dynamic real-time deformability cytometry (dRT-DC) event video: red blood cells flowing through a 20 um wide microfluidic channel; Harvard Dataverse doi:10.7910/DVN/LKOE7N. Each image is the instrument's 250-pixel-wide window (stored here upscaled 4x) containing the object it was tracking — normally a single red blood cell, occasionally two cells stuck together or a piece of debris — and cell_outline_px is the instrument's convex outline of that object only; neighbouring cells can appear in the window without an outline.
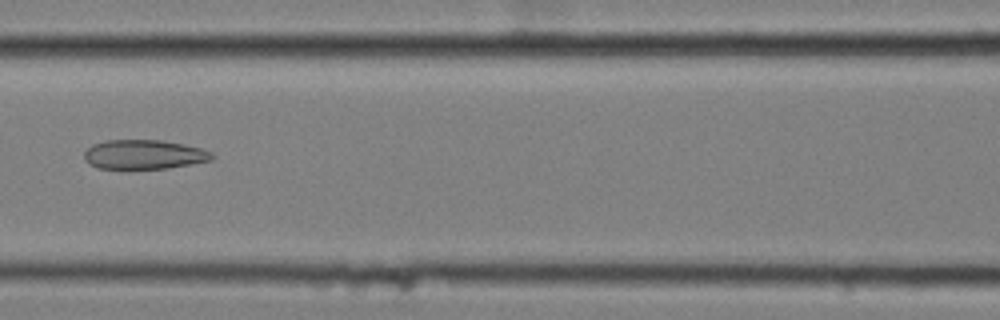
{"species": "common noctule bat (a hibernating species)", "species_latin": "Nyctalus noctula", "temperature_condition": "cold", "stored_images_in_passage": 8, "camera_frame_rate_fps": 3000, "um_per_image_px": 0.085, "animal": {"sex": "female", "body_mass_g": 25.1}, "frame": {"image": 1, "passage_image": 7, "time_ms": 2.0, "image_size_px": [1000, 320], "cell_outline_px": [[216, 156], [212, 160], [168, 168], [100, 168], [92, 164], [84, 156], [84, 152], [92, 144], [108, 140], [160, 140], [184, 144], [200, 148], [212, 152]], "centroid_in_image_um": [12.29, 13.12], "position_along_channel_um": 154.3, "area_um2": 21.56}}
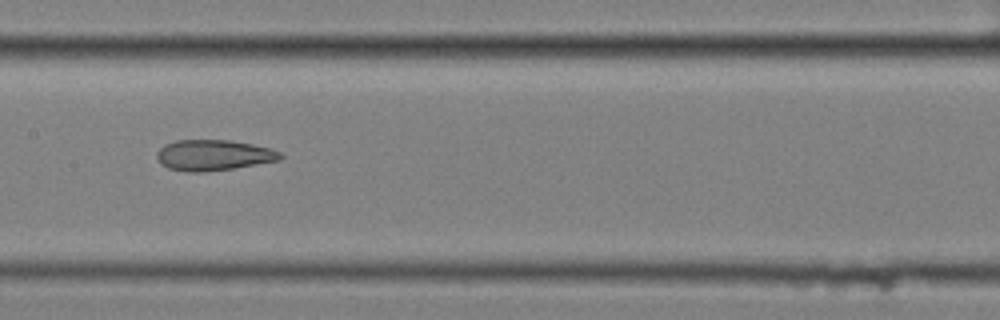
{"frame": {"image": 2, "passage_image": 8, "time_ms": 2.333, "image_size_px": [1000, 320], "cell_outline_px": [[284, 156], [280, 160], [232, 168], [204, 172], [188, 172], [168, 168], [160, 164], [156, 156], [156, 152], [164, 144], [176, 140], [232, 140], [272, 148], [280, 152]], "centroid_in_image_um": [18.13, 13.18], "position_along_channel_um": 189.3, "area_um2": 22.25}}